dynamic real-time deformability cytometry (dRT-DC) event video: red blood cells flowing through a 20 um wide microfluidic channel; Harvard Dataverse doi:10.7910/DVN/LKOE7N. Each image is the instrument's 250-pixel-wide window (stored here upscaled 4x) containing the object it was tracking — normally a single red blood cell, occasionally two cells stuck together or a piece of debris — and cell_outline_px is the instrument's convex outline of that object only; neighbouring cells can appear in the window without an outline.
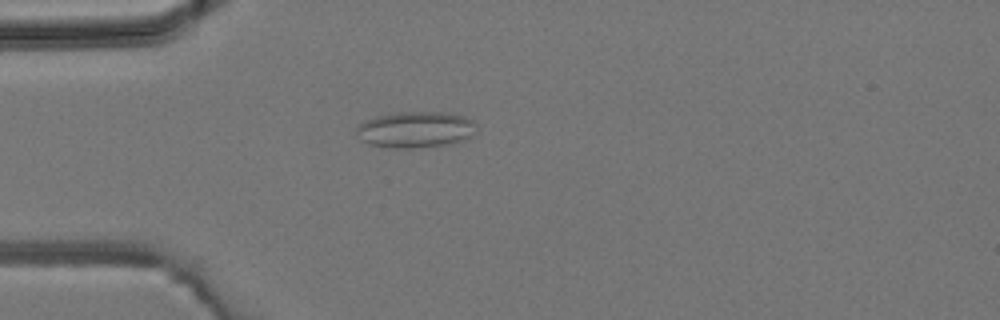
{"species": "common noctule bat (a hibernating species)", "species_latin": "Nyctalus noctula", "temperature_condition": "room temperature", "stored_images_in_passage": 2, "camera_frame_rate_fps": 3000, "um_per_image_px": 0.085, "animal": {"sex": "male", "body_mass_g": 19.2, "forearm_length_mm": 51.8}, "frame": {"image": 1, "passage_image": 2, "time_ms": 1.333, "image_size_px": [1000, 320], "cell_outline_px": [[476, 132], [452, 144], [412, 148], [388, 148], [368, 144], [356, 132], [356, 128], [364, 120], [376, 116], [396, 112], [444, 112], [464, 116], [472, 120], [476, 124]], "centroid_in_image_um": [35.31, 11.01], "position_along_channel_um": 49.7, "area_um2": 25.32}}